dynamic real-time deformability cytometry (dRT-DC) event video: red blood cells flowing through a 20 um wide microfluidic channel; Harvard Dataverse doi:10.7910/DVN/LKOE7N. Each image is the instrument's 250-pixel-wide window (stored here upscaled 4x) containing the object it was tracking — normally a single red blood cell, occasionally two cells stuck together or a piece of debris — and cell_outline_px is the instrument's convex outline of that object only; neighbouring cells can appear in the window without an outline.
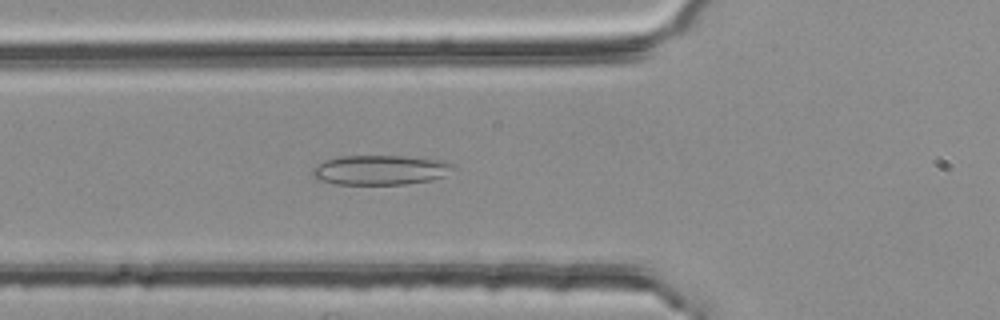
{"species": "common noctule bat (a hibernating species)", "species_latin": "Nyctalus noctula", "temperature_condition": "room temperature", "stored_images_in_passage": 39, "camera_frame_rate_fps": 3000, "um_per_image_px": 0.085, "animal": {"sex": "female", "body_mass_g": 25.1}, "frame": {"image": 1, "passage_image": 4, "time_ms": 1.0, "image_size_px": [1000, 320], "cell_outline_px": [[456, 164], [444, 176], [432, 180], [404, 184], [336, 184], [316, 180], [312, 172], [312, 168], [328, 160], [340, 156], [404, 156], [440, 160]], "centroid_in_image_um": [32.32, 14.45], "position_along_channel_um": 93.5, "area_um2": 24.16}}
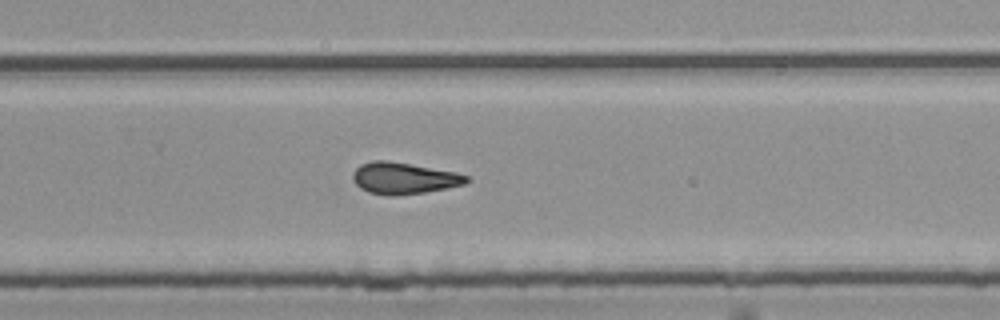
{"frame": {"image": 2, "passage_image": 20, "time_ms": 6.333, "image_size_px": [1000, 320], "cell_outline_px": [[472, 180], [464, 184], [448, 188], [424, 192], [396, 196], [392, 196], [368, 192], [360, 188], [352, 180], [352, 172], [360, 164], [372, 160], [384, 160], [456, 172], [468, 176]], "centroid_in_image_um": [34.31, 15.15], "position_along_channel_um": 295.5, "area_um2": 20.92}}
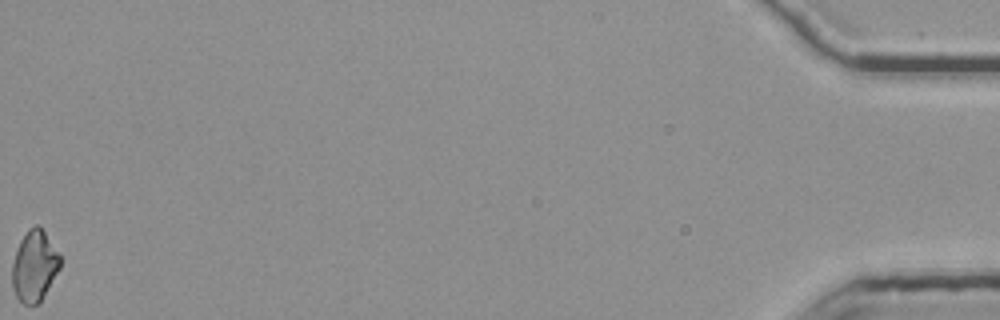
{"frame": {"image": 3, "passage_image": 39, "time_ms": 12.667, "image_size_px": [1000, 320], "cell_outline_px": [[60, 268], [40, 300], [36, 304], [24, 304], [16, 296], [12, 288], [12, 264], [20, 240], [28, 228], [36, 224], [44, 232], [60, 256]], "centroid_in_image_um": [2.9, 22.6], "position_along_channel_um": 432.3, "area_um2": 19.36}, "authors_computed_cell_mechanics": {"area_um2": 20.1722, "velocity_mm_per_s": 3.7877, "shape_relaxation_time_tau1_ms": null, "shape_relaxation_time_tau2_ms": 3.5143, "deformation_change_tau1": null, "deformation_change_tau2": 0.1315}}